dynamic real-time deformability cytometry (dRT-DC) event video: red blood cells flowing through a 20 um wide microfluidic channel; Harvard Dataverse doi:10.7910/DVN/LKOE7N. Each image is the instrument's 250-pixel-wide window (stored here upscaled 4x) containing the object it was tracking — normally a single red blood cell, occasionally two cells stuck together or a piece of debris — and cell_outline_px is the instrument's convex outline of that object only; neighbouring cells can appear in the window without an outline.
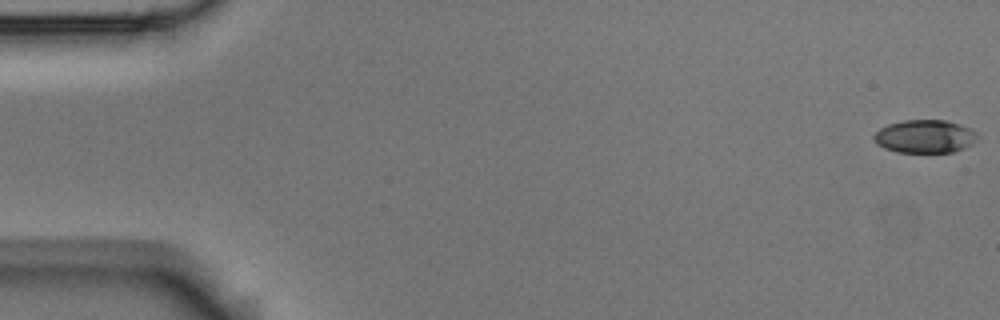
{"species": "Egyptian fruit bat (a non-hibernating species)", "species_latin": "Rousettus aegyptiacus", "temperature_condition": "room temperature", "stored_images_in_passage": 5, "segment_of_instrument_passage": [1, 2], "camera_frame_rate_fps": 3000, "um_per_image_px": 0.085, "animal": {"sex": "male"}, "frame": {"image": 1, "passage_image": 1, "time_ms": 0.0, "image_size_px": [1000, 320], "cell_outline_px": [[980, 136], [972, 144], [964, 148], [952, 152], [896, 152], [884, 148], [876, 144], [872, 136], [880, 128], [888, 124], [904, 120], [944, 120], [960, 124], [976, 132]], "centroid_in_image_um": [78.6, 11.59], "position_along_channel_um": 6.4, "area_um2": 20.06}}